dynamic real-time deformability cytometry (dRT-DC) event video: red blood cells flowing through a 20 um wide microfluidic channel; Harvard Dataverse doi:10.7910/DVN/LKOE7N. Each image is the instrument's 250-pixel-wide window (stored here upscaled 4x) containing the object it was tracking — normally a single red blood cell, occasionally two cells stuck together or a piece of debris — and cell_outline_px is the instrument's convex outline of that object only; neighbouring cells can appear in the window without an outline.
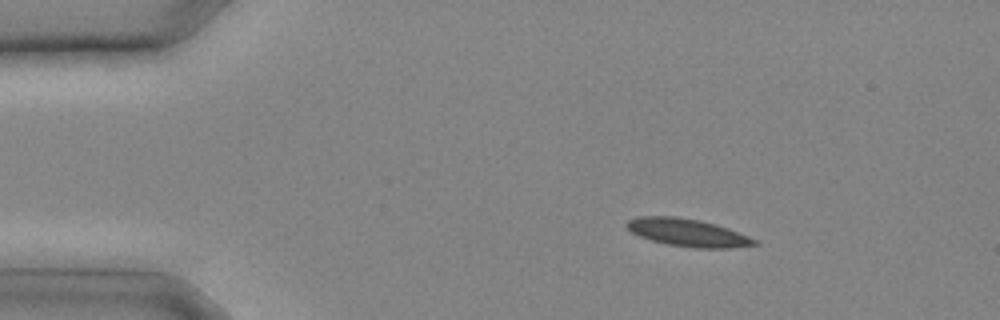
{"species": "common noctule bat (a hibernating species)", "species_latin": "Nyctalus noctula", "temperature_condition": "cold", "stored_images_in_passage": 8, "camera_frame_rate_fps": 3000, "um_per_image_px": 0.085, "animal": {"sex": "male", "body_mass_g": 20.4}, "frame": {"image": 1, "passage_image": 1, "time_ms": 0.0, "image_size_px": [1000, 320], "cell_outline_px": [[760, 244], [732, 248], [696, 248], [668, 244], [652, 240], [640, 236], [632, 232], [624, 224], [628, 220], [640, 216], [676, 216], [700, 220], [716, 224], [728, 228], [748, 236], [756, 240]], "centroid_in_image_um": [58.47, 19.76], "position_along_channel_um": 26.5, "area_um2": 20.52}}
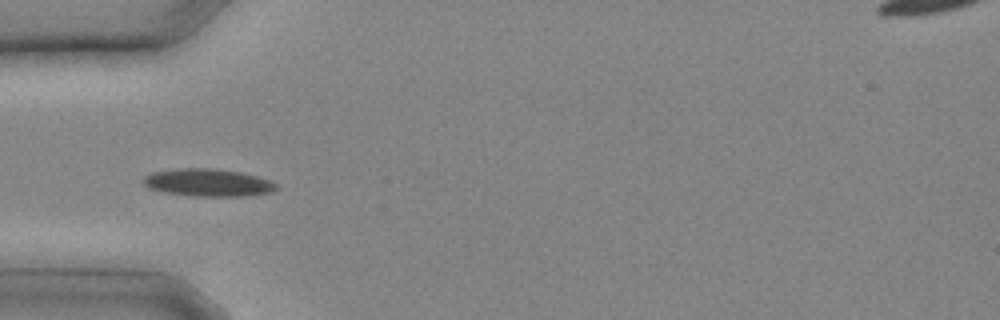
{"frame": {"image": 2, "passage_image": 5, "time_ms": 1.333, "image_size_px": [1000, 320], "cell_outline_px": [[280, 188], [272, 192], [244, 196], [192, 196], [164, 192], [148, 188], [144, 184], [144, 176], [152, 172], [176, 168], [212, 168], [240, 172], [256, 176], [268, 180], [276, 184]], "centroid_in_image_um": [17.67, 15.52], "position_along_channel_um": 67.3, "area_um2": 21.39}}
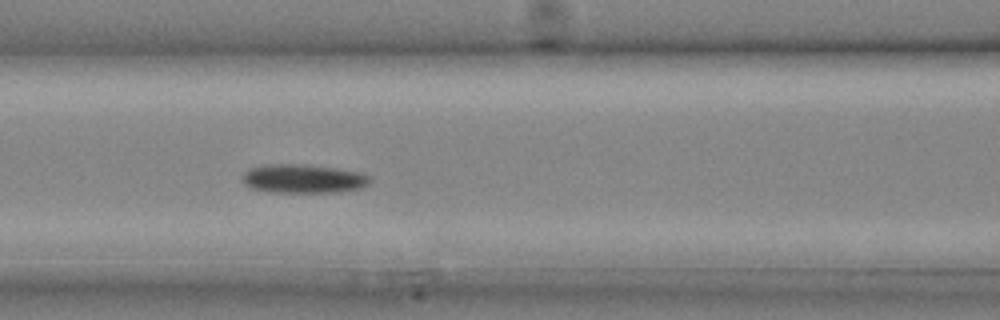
{"frame": {"image": 3, "passage_image": 8, "time_ms": 2.333, "image_size_px": [1000, 320], "cell_outline_px": [[372, 180], [364, 188], [336, 192], [272, 192], [252, 188], [244, 184], [244, 172], [248, 168], [264, 164], [308, 164], [364, 172], [372, 176]], "centroid_in_image_um": [25.85, 15.17], "position_along_channel_um": 140.7, "area_um2": 21.79}}